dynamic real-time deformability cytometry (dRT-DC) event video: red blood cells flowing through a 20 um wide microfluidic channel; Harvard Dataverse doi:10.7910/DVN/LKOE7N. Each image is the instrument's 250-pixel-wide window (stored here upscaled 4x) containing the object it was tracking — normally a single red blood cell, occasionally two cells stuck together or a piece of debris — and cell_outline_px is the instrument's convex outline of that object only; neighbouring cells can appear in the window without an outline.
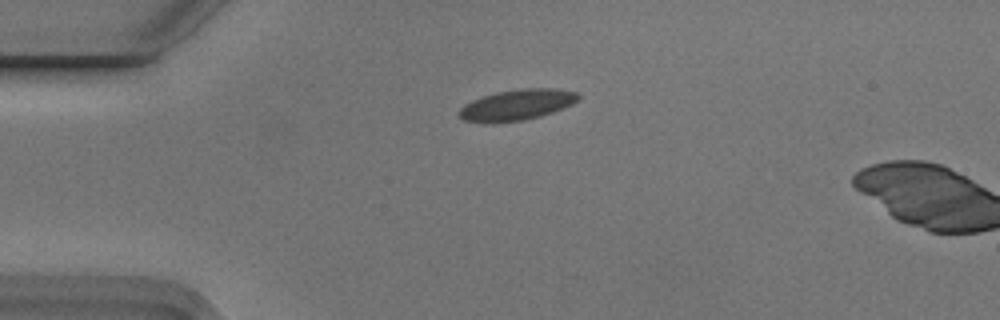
{"species": "Egyptian fruit bat (a non-hibernating species)", "species_latin": "Rousettus aegyptiacus", "temperature_condition": "cold", "stored_images_in_passage": 2, "camera_frame_rate_fps": 3000, "um_per_image_px": 0.085, "animal": {"sex": "male"}, "frame": {"image": 1, "passage_image": 1, "time_ms": 0.0, "image_size_px": [1000, 320], "cell_outline_px": [[580, 100], [572, 104], [552, 112], [540, 116], [524, 120], [464, 120], [456, 112], [464, 104], [480, 96], [496, 92], [524, 88], [552, 88], [576, 92], [580, 96]], "centroid_in_image_um": [43.98, 8.86], "position_along_channel_um": 41.0, "area_um2": 20.75}}